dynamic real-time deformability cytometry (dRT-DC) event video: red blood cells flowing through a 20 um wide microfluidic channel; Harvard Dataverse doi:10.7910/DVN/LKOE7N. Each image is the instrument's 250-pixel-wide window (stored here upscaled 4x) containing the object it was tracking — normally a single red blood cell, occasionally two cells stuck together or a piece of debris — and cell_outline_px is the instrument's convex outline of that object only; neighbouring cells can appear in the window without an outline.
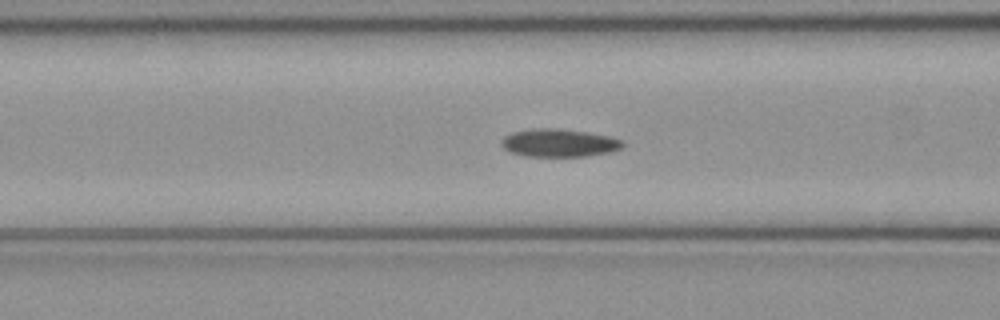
{"species": "common noctule bat (a hibernating species)", "species_latin": "Nyctalus noctula", "temperature_condition": "cold", "stored_images_in_passage": 37, "segment_of_instrument_passage": [1, 2], "camera_frame_rate_fps": 3000, "um_per_image_px": 0.085, "animal": {"sex": "female", "body_mass_g": 21.9}, "frame": {"image": 1, "passage_image": 5, "time_ms": 1.333, "image_size_px": [1000, 320], "cell_outline_px": [[624, 148], [608, 152], [588, 156], [524, 156], [512, 152], [504, 148], [500, 144], [500, 140], [504, 136], [512, 132], [532, 128], [556, 128], [588, 132], [612, 136], [624, 140]], "centroid_in_image_um": [47.54, 12.13], "position_along_channel_um": 119.1, "area_um2": 20.0}}
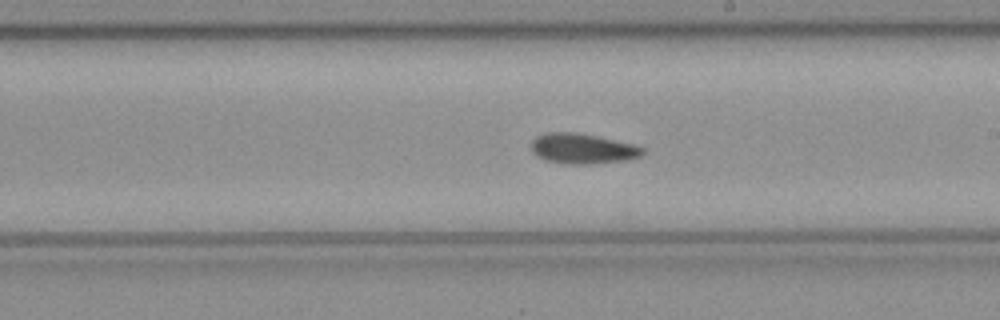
{"frame": {"image": 2, "passage_image": 14, "time_ms": 4.333, "image_size_px": [1000, 320], "cell_outline_px": [[644, 152], [640, 156], [628, 160], [592, 164], [564, 164], [544, 160], [536, 156], [532, 152], [532, 140], [536, 136], [548, 132], [576, 132], [636, 144], [644, 148]], "centroid_in_image_um": [49.52, 12.64], "position_along_channel_um": 239.5, "area_um2": 19.88}}
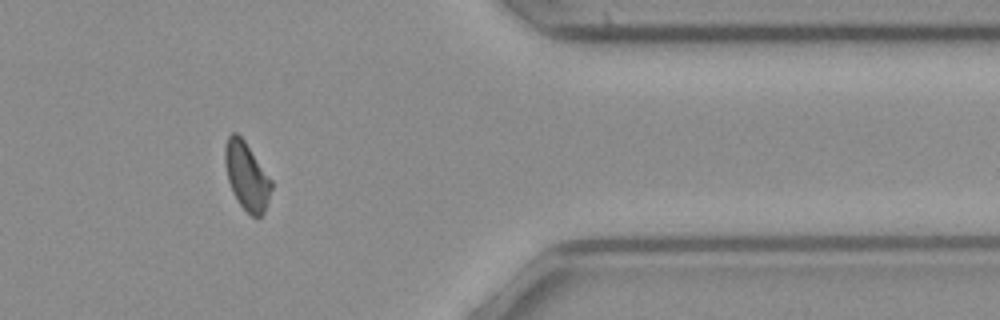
{"frame": {"image": 3, "passage_image": 27, "time_ms": 8.667, "image_size_px": [1000, 320], "cell_outline_px": [[272, 188], [264, 212], [260, 216], [252, 216], [240, 204], [232, 192], [228, 180], [224, 160], [224, 144], [228, 136], [232, 132], [236, 132], [244, 140], [272, 180]], "centroid_in_image_um": [20.95, 14.94], "position_along_channel_um": 390.4, "area_um2": 18.21}}